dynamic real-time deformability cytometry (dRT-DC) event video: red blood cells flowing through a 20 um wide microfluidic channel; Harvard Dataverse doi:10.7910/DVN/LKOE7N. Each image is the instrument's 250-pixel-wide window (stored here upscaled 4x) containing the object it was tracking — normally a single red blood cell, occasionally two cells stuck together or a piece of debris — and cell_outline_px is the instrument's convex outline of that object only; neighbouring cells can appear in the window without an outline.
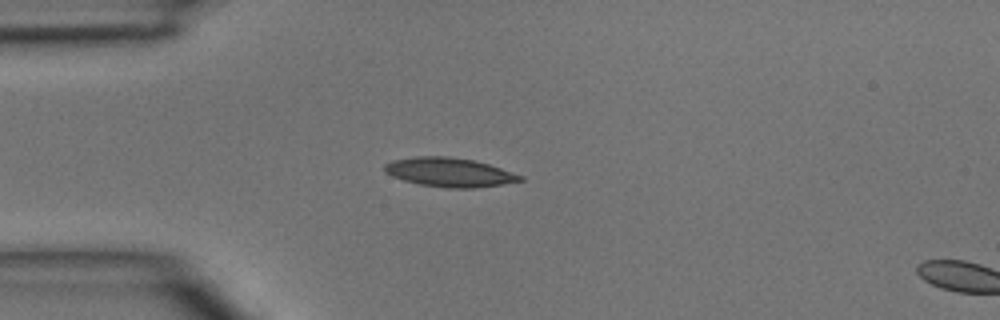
{"species": "common noctule bat (a hibernating species)", "species_latin": "Nyctalus noctula", "temperature_condition": "room temperature", "stored_images_in_passage": 13, "camera_frame_rate_fps": 3000, "um_per_image_px": 0.085, "animal": {"sex": "male", "body_mass_g": 15.6}, "frame": {"image": 1, "passage_image": 11, "time_ms": 3.333, "image_size_px": [1000, 320], "cell_outline_px": [[524, 180], [504, 184], [476, 188], [448, 188], [420, 184], [404, 180], [392, 176], [384, 172], [384, 164], [392, 160], [416, 156], [448, 156], [472, 160], [488, 164], [524, 176]], "centroid_in_image_um": [38.2, 14.64], "position_along_channel_um": 46.8, "area_um2": 22.95}}